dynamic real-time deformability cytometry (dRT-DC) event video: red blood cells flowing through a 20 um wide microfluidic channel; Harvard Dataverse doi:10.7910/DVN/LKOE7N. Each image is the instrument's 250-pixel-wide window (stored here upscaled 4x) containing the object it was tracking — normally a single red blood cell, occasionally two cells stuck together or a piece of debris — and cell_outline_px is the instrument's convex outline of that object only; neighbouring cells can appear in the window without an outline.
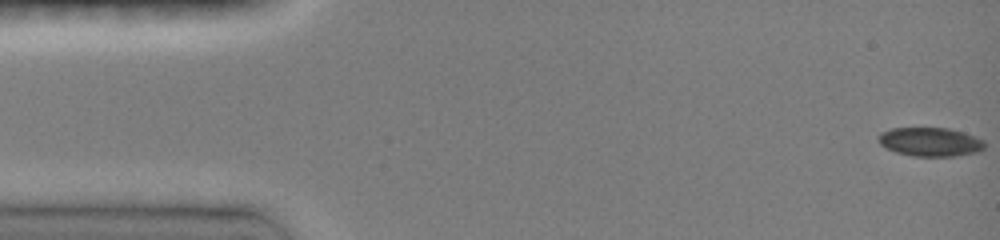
{"species": "common noctule bat (a hibernating species)", "species_latin": "Nyctalus noctula", "temperature_condition": "room temperature", "stored_images_in_passage": 87, "camera_frame_rate_fps": 3000, "um_per_image_px": 0.085, "animal": {"sex": "female", "body_mass_g": 19.0, "forearm_length_mm": 51.5}, "frame": {"image": 1, "passage_image": 1, "time_ms": 0.0, "image_size_px": [1000, 240], "cell_outline_px": [[984, 148], [976, 152], [956, 156], [912, 156], [896, 152], [880, 144], [880, 132], [892, 128], [948, 128], [964, 132], [984, 140]], "centroid_in_image_um": [79.09, 12.06], "position_along_channel_um": 5.9, "area_um2": 17.69}}
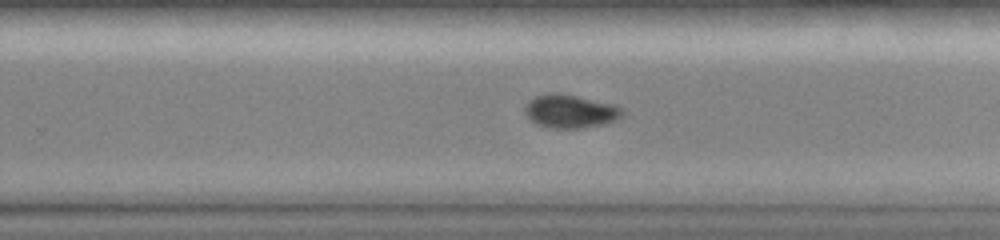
{"frame": {"image": 2, "passage_image": 69, "time_ms": 10.0, "image_size_px": [1000, 240], "cell_outline_px": [[624, 116], [620, 120], [604, 124], [584, 128], [552, 128], [536, 124], [524, 112], [524, 108], [528, 100], [536, 96], [548, 92], [560, 92], [612, 104], [624, 108]], "centroid_in_image_um": [48.51, 9.45], "position_along_channel_um": 281.3, "area_um2": 19.31}}
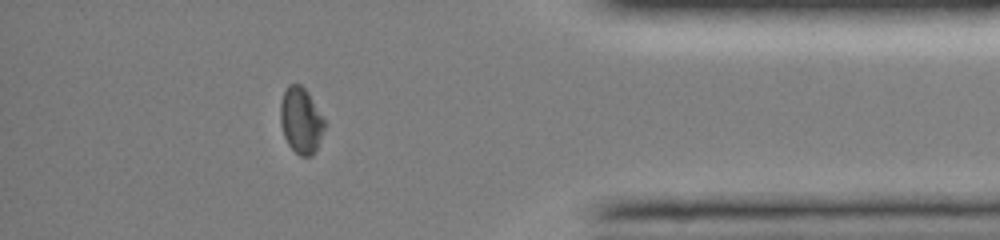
{"frame": {"image": 3, "passage_image": 82, "time_ms": 13.667, "image_size_px": [1000, 240], "cell_outline_px": [[324, 128], [316, 148], [312, 156], [300, 156], [288, 144], [284, 136], [280, 124], [280, 104], [284, 92], [288, 84], [300, 84], [308, 92], [324, 120]], "centroid_in_image_um": [25.55, 10.23], "position_along_channel_um": 409.7, "area_um2": 16.7}, "authors_computed_cell_mechanics": {"area_um2": 18.9006, "velocity_mm_per_s": 4.0173, "shape_relaxation_time_tau1_ms": null, "shape_relaxation_time_tau2_ms": 4.0661, "deformation_change_tau1": null, "deformation_change_tau2": 0.0533}}